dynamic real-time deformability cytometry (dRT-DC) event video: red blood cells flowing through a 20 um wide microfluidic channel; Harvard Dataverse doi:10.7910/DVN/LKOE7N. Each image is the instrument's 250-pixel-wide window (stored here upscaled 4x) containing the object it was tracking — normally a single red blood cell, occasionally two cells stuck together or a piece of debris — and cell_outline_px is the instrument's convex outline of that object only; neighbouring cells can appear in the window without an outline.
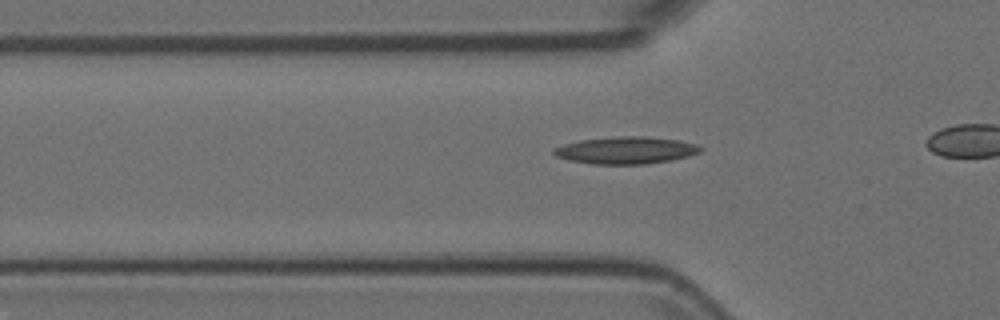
{"species": "Egyptian fruit bat (a non-hibernating species)", "species_latin": "Rousettus aegyptiacus", "temperature_condition": "room temperature", "stored_images_in_passage": 35, "camera_frame_rate_fps": 3000, "um_per_image_px": 0.085, "animal": {"sex": "female"}, "frame": {"image": 1, "passage_image": 10, "time_ms": 3.0, "image_size_px": [1000, 320], "cell_outline_px": [[704, 148], [700, 152], [688, 156], [672, 160], [644, 164], [592, 164], [568, 160], [556, 156], [552, 152], [552, 148], [564, 144], [580, 140], [620, 136], [644, 136], [676, 140], [696, 144]], "centroid_in_image_um": [53.18, 12.78], "position_along_channel_um": 72.6, "area_um2": 23.18}}
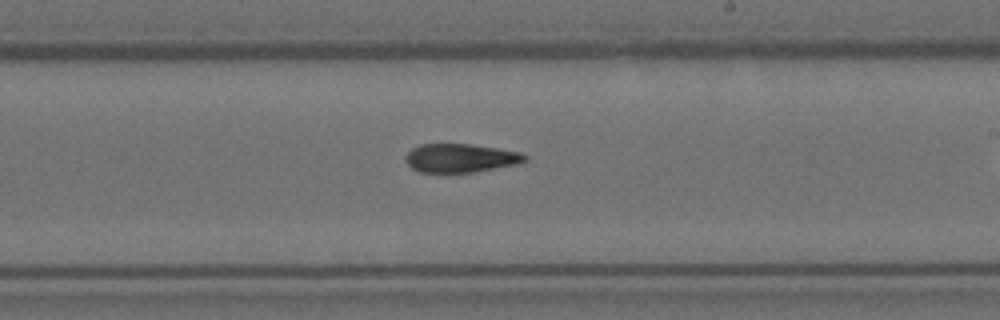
{"frame": {"image": 2, "passage_image": 24, "time_ms": 7.667, "image_size_px": [1000, 320], "cell_outline_px": [[528, 156], [524, 160], [516, 164], [472, 172], [420, 172], [412, 168], [404, 160], [404, 156], [412, 148], [420, 144], [472, 144], [520, 152]], "centroid_in_image_um": [39.09, 13.42], "position_along_channel_um": 249.9, "area_um2": 19.71}}
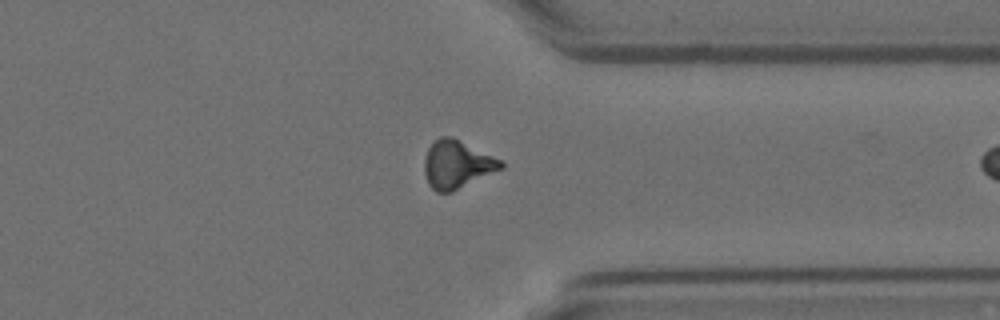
{"frame": {"image": 3, "passage_image": 34, "time_ms": 11.0, "image_size_px": [1000, 320], "cell_outline_px": [[504, 168], [452, 192], [436, 192], [428, 184], [424, 172], [424, 160], [428, 148], [440, 136], [452, 136], [504, 160]], "centroid_in_image_um": [38.87, 13.97], "position_along_channel_um": 372.5, "area_um2": 21.68}}